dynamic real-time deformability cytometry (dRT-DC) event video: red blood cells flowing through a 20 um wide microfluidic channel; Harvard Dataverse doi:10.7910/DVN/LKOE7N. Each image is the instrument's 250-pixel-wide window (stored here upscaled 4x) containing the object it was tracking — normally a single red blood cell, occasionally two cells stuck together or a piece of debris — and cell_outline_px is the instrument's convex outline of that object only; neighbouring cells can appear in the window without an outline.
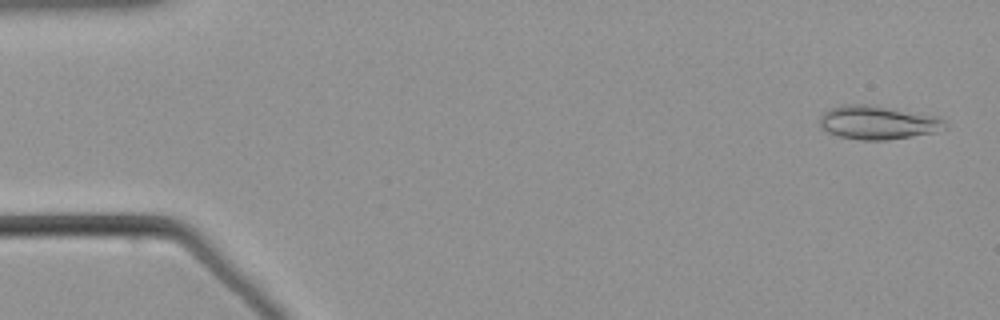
{"species": "common noctule bat (a hibernating species)", "species_latin": "Nyctalus noctula", "temperature_condition": "warm", "stored_images_in_passage": 55, "camera_frame_rate_fps": 3000, "um_per_image_px": 0.085, "animal": {"sex": "male", "body_mass_g": 21.5, "forearm_length_mm": 52.0}, "frame": {"image": 1, "passage_image": 2, "time_ms": 0.333, "image_size_px": [1000, 320], "cell_outline_px": [[948, 128], [932, 132], [888, 140], [860, 140], [840, 136], [828, 132], [820, 128], [820, 116], [824, 112], [840, 104], [864, 104], [940, 116], [948, 124]], "centroid_in_image_um": [74.62, 10.41], "position_along_channel_um": 10.4, "area_um2": 24.51}}
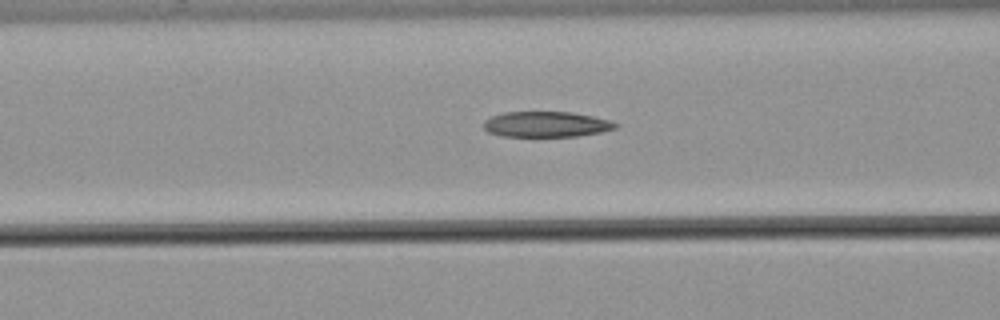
{"frame": {"image": 2, "passage_image": 22, "time_ms": 7.0, "image_size_px": [1000, 320], "cell_outline_px": [[620, 124], [616, 128], [600, 132], [576, 136], [504, 136], [488, 132], [484, 128], [484, 120], [492, 116], [504, 112], [572, 112], [612, 120]], "centroid_in_image_um": [46.46, 10.56], "position_along_channel_um": 120.1, "area_um2": 19.59}}
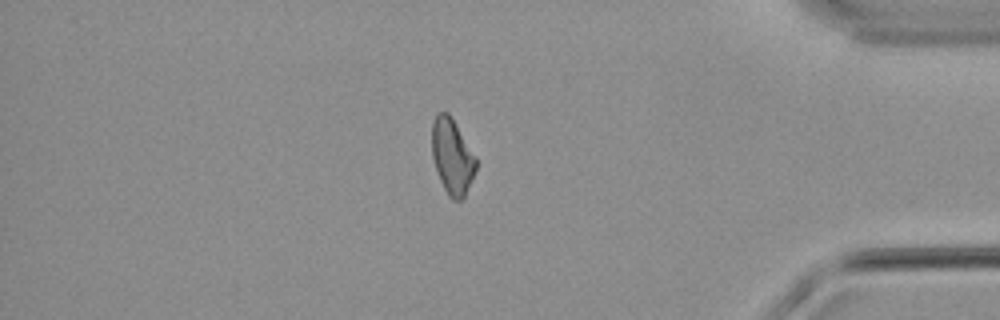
{"frame": {"image": 3, "passage_image": 47, "time_ms": 15.333, "image_size_px": [1000, 320], "cell_outline_px": [[476, 168], [472, 180], [464, 196], [460, 200], [452, 200], [448, 196], [440, 180], [432, 156], [432, 120], [436, 112], [448, 112], [476, 160]], "centroid_in_image_um": [38.4, 13.31], "position_along_channel_um": 396.8, "area_um2": 18.9}}